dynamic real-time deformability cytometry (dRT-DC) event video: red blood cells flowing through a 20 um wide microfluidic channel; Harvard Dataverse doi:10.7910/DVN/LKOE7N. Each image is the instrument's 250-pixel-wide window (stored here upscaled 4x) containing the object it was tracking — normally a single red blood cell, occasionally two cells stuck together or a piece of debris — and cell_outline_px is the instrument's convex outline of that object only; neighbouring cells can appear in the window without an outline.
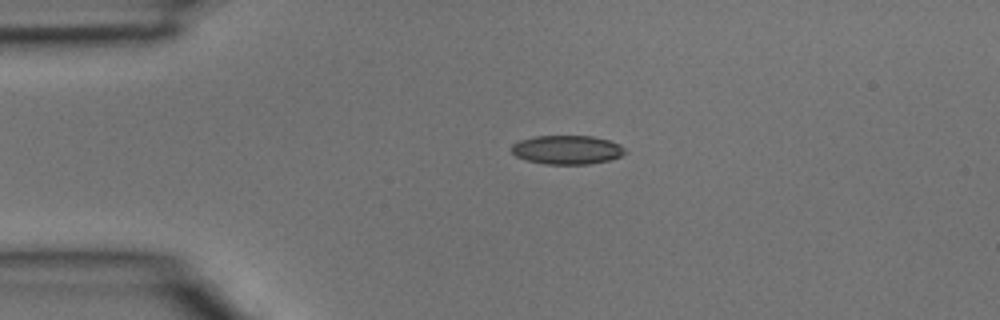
{"species": "common noctule bat (a hibernating species)", "species_latin": "Nyctalus noctula", "temperature_condition": "room temperature", "stored_images_in_passage": 2, "camera_frame_rate_fps": 3000, "um_per_image_px": 0.085, "animal": {"sex": "male", "body_mass_g": 15.6}, "frame": {"image": 1, "passage_image": 1, "time_ms": 0.0, "image_size_px": [1000, 320], "cell_outline_px": [[628, 152], [620, 156], [608, 160], [588, 164], [544, 164], [528, 160], [516, 156], [512, 152], [512, 144], [520, 140], [536, 136], [592, 136], [608, 140], [620, 144]], "centroid_in_image_um": [48.21, 12.73], "position_along_channel_um": 36.8, "area_um2": 19.02}}